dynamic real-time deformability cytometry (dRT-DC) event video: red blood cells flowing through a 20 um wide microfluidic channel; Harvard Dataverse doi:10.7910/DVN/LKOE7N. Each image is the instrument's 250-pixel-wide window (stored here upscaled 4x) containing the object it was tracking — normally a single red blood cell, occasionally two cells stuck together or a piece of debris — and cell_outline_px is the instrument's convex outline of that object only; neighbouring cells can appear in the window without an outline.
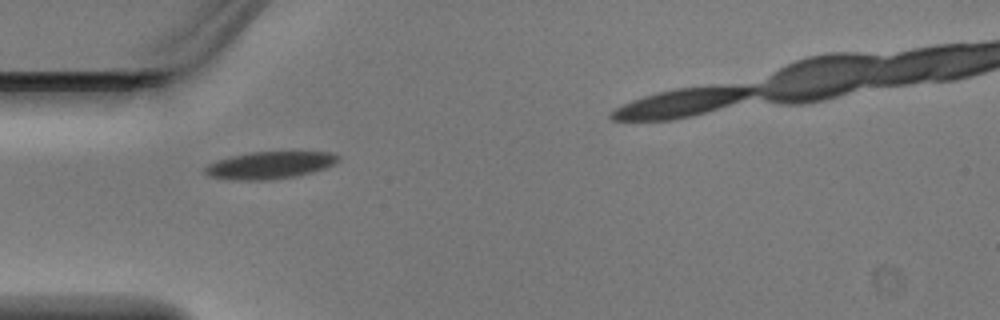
{"species": "Egyptian fruit bat (a non-hibernating species)", "species_latin": "Rousettus aegyptiacus", "temperature_condition": "warm", "stored_images_in_passage": 7, "camera_frame_rate_fps": 3000, "um_per_image_px": 0.085, "animal": {"sex": "male"}, "frame": {"image": 1, "passage_image": 5, "time_ms": 1.333, "image_size_px": [1000, 320], "cell_outline_px": [[340, 160], [336, 164], [312, 172], [296, 176], [272, 180], [236, 180], [208, 176], [204, 172], [204, 168], [208, 164], [216, 160], [232, 156], [252, 152], [328, 152], [340, 156]], "centroid_in_image_um": [22.93, 14.04], "position_along_channel_um": 62.1, "area_um2": 21.15}}
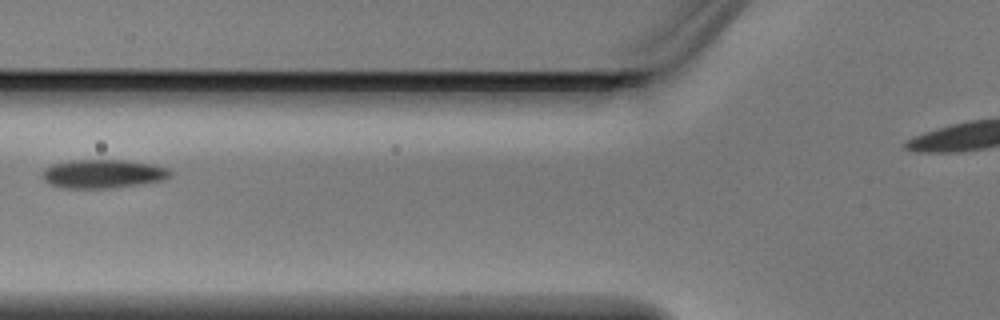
{"frame": {"image": 2, "passage_image": 6, "time_ms": 1.667, "image_size_px": [1000, 320], "cell_outline_px": [[172, 176], [164, 180], [136, 184], [104, 188], [68, 188], [52, 184], [44, 180], [40, 176], [44, 168], [52, 164], [72, 160], [124, 160], [152, 164], [168, 168], [172, 172]], "centroid_in_image_um": [8.75, 14.76], "position_along_channel_um": 117.1, "area_um2": 21.21}}
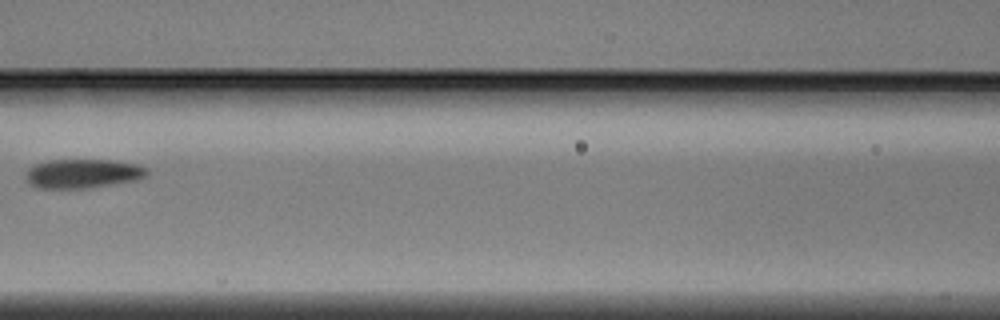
{"frame": {"image": 3, "passage_image": 7, "time_ms": 2.0, "image_size_px": [1000, 320], "cell_outline_px": [[148, 172], [144, 176], [136, 180], [88, 188], [40, 188], [28, 184], [24, 176], [28, 168], [44, 160], [112, 160], [136, 164], [148, 168]], "centroid_in_image_um": [6.99, 14.75], "position_along_channel_um": 159.6, "area_um2": 20.63}}